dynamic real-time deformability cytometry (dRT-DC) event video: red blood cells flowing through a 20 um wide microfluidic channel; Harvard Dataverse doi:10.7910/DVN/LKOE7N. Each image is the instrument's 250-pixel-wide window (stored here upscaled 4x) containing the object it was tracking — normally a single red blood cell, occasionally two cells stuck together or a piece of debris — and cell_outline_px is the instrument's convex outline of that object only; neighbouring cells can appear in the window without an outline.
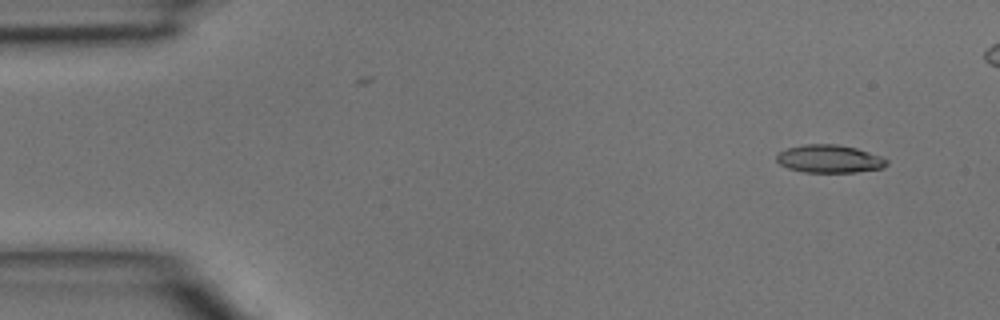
{"species": "common noctule bat (a hibernating species)", "species_latin": "Nyctalus noctula", "temperature_condition": "room temperature", "stored_images_in_passage": 5, "camera_frame_rate_fps": 3000, "um_per_image_px": 0.085, "animal": {"sex": "male", "body_mass_g": 15.6}, "frame": {"image": 1, "passage_image": 2, "time_ms": 0.333, "image_size_px": [1000, 320], "cell_outline_px": [[888, 164], [884, 168], [856, 172], [804, 172], [788, 168], [780, 164], [776, 160], [776, 156], [780, 152], [788, 148], [804, 144], [836, 144], [856, 148], [880, 156], [888, 160]], "centroid_in_image_um": [70.51, 13.5], "position_along_channel_um": 14.5, "area_um2": 17.86}}